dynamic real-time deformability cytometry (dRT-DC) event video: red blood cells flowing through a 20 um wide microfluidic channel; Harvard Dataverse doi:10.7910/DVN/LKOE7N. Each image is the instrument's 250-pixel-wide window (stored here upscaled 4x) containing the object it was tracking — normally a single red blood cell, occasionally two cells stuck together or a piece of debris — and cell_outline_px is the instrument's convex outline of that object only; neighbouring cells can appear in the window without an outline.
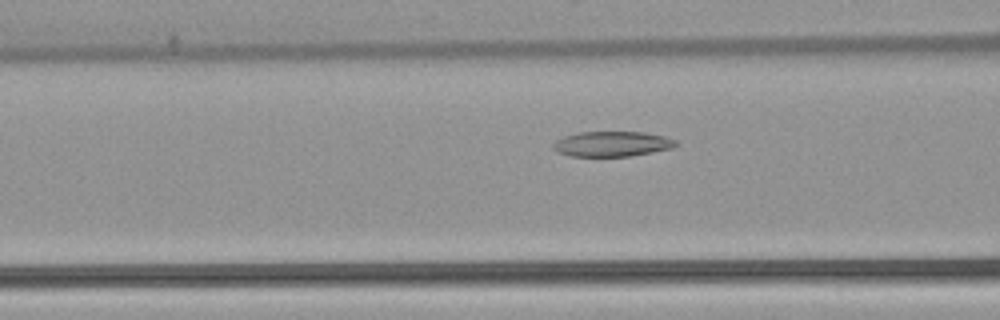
{"species": "common noctule bat (a hibernating species)", "species_latin": "Nyctalus noctula", "temperature_condition": "warm", "stored_images_in_passage": 40, "camera_frame_rate_fps": 3000, "um_per_image_px": 0.085, "animal": {"sex": "female", "body_mass_g": 22.7, "forearm_length_mm": 54.2}, "frame": {"image": 1, "passage_image": 8, "time_ms": 2.333, "image_size_px": [1000, 320], "cell_outline_px": [[676, 144], [672, 148], [628, 156], [572, 156], [560, 152], [552, 148], [552, 144], [556, 140], [564, 136], [580, 132], [644, 132], [664, 136], [676, 140]], "centroid_in_image_um": [52.0, 12.22], "position_along_channel_um": 114.6, "area_um2": 17.74}}
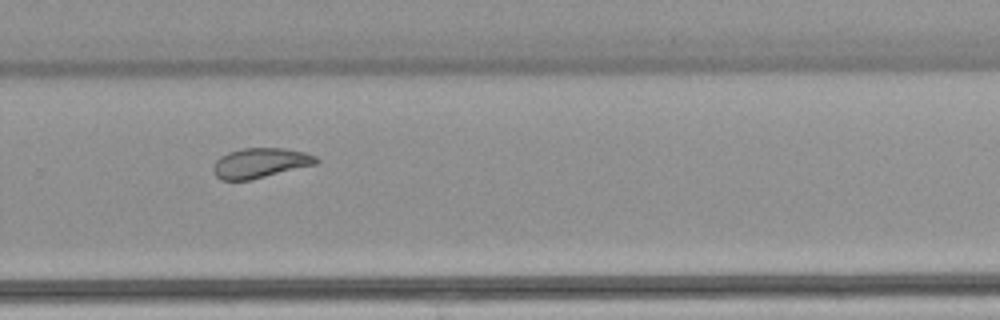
{"frame": {"image": 2, "passage_image": 23, "time_ms": 7.333, "image_size_px": [1000, 320], "cell_outline_px": [[320, 160], [316, 164], [248, 180], [220, 180], [216, 176], [216, 160], [220, 156], [228, 152], [244, 148], [284, 148], [304, 152], [316, 156]], "centroid_in_image_um": [22.15, 13.84], "position_along_channel_um": 307.6, "area_um2": 17.57}}
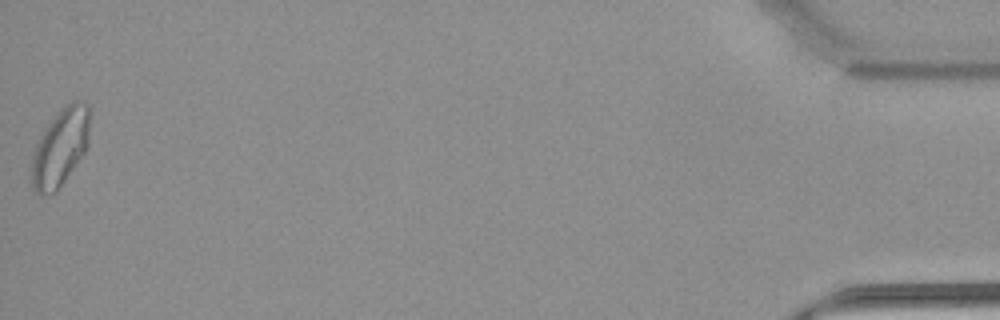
{"frame": {"image": 3, "passage_image": 40, "time_ms": 13.0, "image_size_px": [1000, 320], "cell_outline_px": [[88, 144], [84, 152], [56, 192], [40, 196], [32, 188], [32, 156], [36, 144], [44, 128], [60, 108], [64, 104], [72, 100], [80, 100], [88, 104]], "centroid_in_image_um": [5.1, 12.5], "position_along_channel_um": 430.1, "area_um2": 26.13}, "authors_computed_cell_mechanics": {"area_um2": 18.4093, "velocity_mm_per_s": 3.869, "shape_relaxation_time_tau1_ms": null, "shape_relaxation_time_tau2_ms": 2.9118, "deformation_change_tau1": null, "deformation_change_tau2": 0.095}}